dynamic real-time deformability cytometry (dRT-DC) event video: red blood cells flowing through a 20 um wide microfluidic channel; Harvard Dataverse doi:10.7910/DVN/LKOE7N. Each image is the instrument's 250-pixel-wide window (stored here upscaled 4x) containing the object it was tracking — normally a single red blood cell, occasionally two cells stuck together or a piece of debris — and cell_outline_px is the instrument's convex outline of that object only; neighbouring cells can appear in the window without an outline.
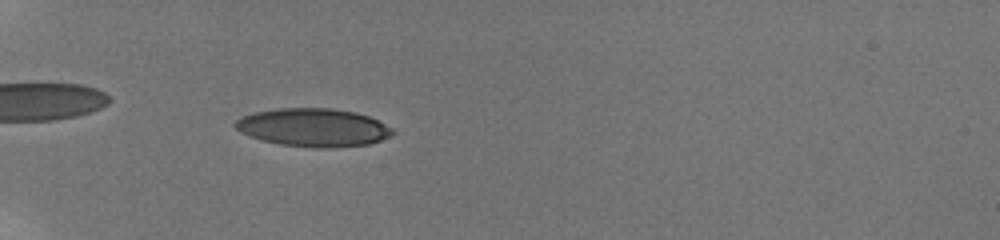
{"species": "human", "species_latin": "Homo sapiens", "temperature_condition": "room temperature", "stored_images_in_passage": 57, "camera_frame_rate_fps": 3000, "um_per_image_px": 0.085, "donor": {"sex": "male"}, "frame": {"image": 1, "passage_image": 19, "time_ms": 7.0, "image_size_px": [1000, 240], "cell_outline_px": [[396, 132], [380, 140], [368, 144], [328, 148], [316, 148], [280, 144], [264, 140], [240, 132], [232, 124], [240, 116], [256, 112], [276, 108], [332, 108], [356, 112], [368, 116], [392, 128]], "centroid_in_image_um": [26.61, 10.83], "position_along_channel_um": 58.4, "area_um2": 34.85}}
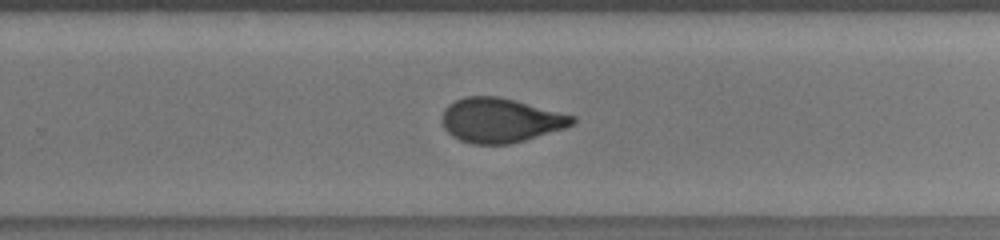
{"frame": {"image": 2, "passage_image": 42, "time_ms": 13.667, "image_size_px": [1000, 240], "cell_outline_px": [[576, 120], [572, 124], [564, 128], [524, 140], [508, 144], [472, 144], [460, 140], [452, 136], [444, 128], [444, 108], [448, 104], [464, 96], [500, 96], [516, 100], [576, 116]], "centroid_in_image_um": [42.54, 10.21], "position_along_channel_um": 287.3, "area_um2": 33.58}}
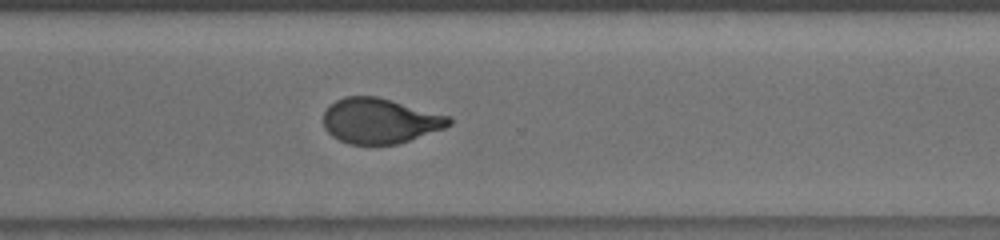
{"frame": {"image": 3, "passage_image": 47, "time_ms": 15.0, "image_size_px": [1000, 240], "cell_outline_px": [[452, 124], [444, 128], [396, 144], [348, 144], [332, 136], [324, 128], [324, 112], [328, 104], [344, 96], [376, 96], [452, 116]], "centroid_in_image_um": [32.28, 10.26], "position_along_channel_um": 338.3, "area_um2": 33.12}, "authors_computed_cell_mechanics": {"area_um2": 33.7552, "velocity_mm_per_s": 3.8317, "shape_relaxation_time_tau1_ms": 4.9586, "shape_relaxation_time_tau2_ms": 1.1038, "deformation_change_tau1": 0.1852, "deformation_change_tau2": 0.0666}}